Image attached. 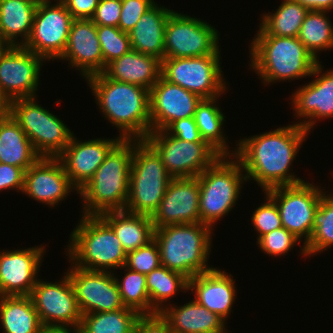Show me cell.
Listing matches in <instances>:
<instances>
[{
  "label": "cell",
  "mask_w": 333,
  "mask_h": 333,
  "mask_svg": "<svg viewBox=\"0 0 333 333\" xmlns=\"http://www.w3.org/2000/svg\"><path fill=\"white\" fill-rule=\"evenodd\" d=\"M308 131L294 123L273 131L244 137L232 150L242 164L247 181L254 180L263 191L305 182L290 172Z\"/></svg>",
  "instance_id": "obj_1"
},
{
  "label": "cell",
  "mask_w": 333,
  "mask_h": 333,
  "mask_svg": "<svg viewBox=\"0 0 333 333\" xmlns=\"http://www.w3.org/2000/svg\"><path fill=\"white\" fill-rule=\"evenodd\" d=\"M98 109L121 139H145L151 132L149 90L108 79L103 73L86 78Z\"/></svg>",
  "instance_id": "obj_2"
},
{
  "label": "cell",
  "mask_w": 333,
  "mask_h": 333,
  "mask_svg": "<svg viewBox=\"0 0 333 333\" xmlns=\"http://www.w3.org/2000/svg\"><path fill=\"white\" fill-rule=\"evenodd\" d=\"M137 140L120 139L107 153L94 176L78 191L83 200L82 215L125 210L133 144Z\"/></svg>",
  "instance_id": "obj_3"
},
{
  "label": "cell",
  "mask_w": 333,
  "mask_h": 333,
  "mask_svg": "<svg viewBox=\"0 0 333 333\" xmlns=\"http://www.w3.org/2000/svg\"><path fill=\"white\" fill-rule=\"evenodd\" d=\"M249 63L264 84L311 77L320 62L298 37L255 35Z\"/></svg>",
  "instance_id": "obj_4"
},
{
  "label": "cell",
  "mask_w": 333,
  "mask_h": 333,
  "mask_svg": "<svg viewBox=\"0 0 333 333\" xmlns=\"http://www.w3.org/2000/svg\"><path fill=\"white\" fill-rule=\"evenodd\" d=\"M212 233L210 226L200 222L155 228L154 240L159 248L161 265L188 279L212 270L207 263Z\"/></svg>",
  "instance_id": "obj_5"
},
{
  "label": "cell",
  "mask_w": 333,
  "mask_h": 333,
  "mask_svg": "<svg viewBox=\"0 0 333 333\" xmlns=\"http://www.w3.org/2000/svg\"><path fill=\"white\" fill-rule=\"evenodd\" d=\"M67 255L71 265L89 271L122 269L127 253L113 229L99 215H82L70 234Z\"/></svg>",
  "instance_id": "obj_6"
},
{
  "label": "cell",
  "mask_w": 333,
  "mask_h": 333,
  "mask_svg": "<svg viewBox=\"0 0 333 333\" xmlns=\"http://www.w3.org/2000/svg\"><path fill=\"white\" fill-rule=\"evenodd\" d=\"M198 180L200 223L213 228L217 220L236 205L247 177L235 156H220L198 176Z\"/></svg>",
  "instance_id": "obj_7"
},
{
  "label": "cell",
  "mask_w": 333,
  "mask_h": 333,
  "mask_svg": "<svg viewBox=\"0 0 333 333\" xmlns=\"http://www.w3.org/2000/svg\"><path fill=\"white\" fill-rule=\"evenodd\" d=\"M171 179L157 151L145 139L137 140L133 144L129 196L125 210L151 217Z\"/></svg>",
  "instance_id": "obj_8"
},
{
  "label": "cell",
  "mask_w": 333,
  "mask_h": 333,
  "mask_svg": "<svg viewBox=\"0 0 333 333\" xmlns=\"http://www.w3.org/2000/svg\"><path fill=\"white\" fill-rule=\"evenodd\" d=\"M36 97L10 101V115L41 157H57L70 143L73 132L57 115L44 109Z\"/></svg>",
  "instance_id": "obj_9"
},
{
  "label": "cell",
  "mask_w": 333,
  "mask_h": 333,
  "mask_svg": "<svg viewBox=\"0 0 333 333\" xmlns=\"http://www.w3.org/2000/svg\"><path fill=\"white\" fill-rule=\"evenodd\" d=\"M220 60V55L164 58L161 61V76L201 99L221 97L227 90V84Z\"/></svg>",
  "instance_id": "obj_10"
},
{
  "label": "cell",
  "mask_w": 333,
  "mask_h": 333,
  "mask_svg": "<svg viewBox=\"0 0 333 333\" xmlns=\"http://www.w3.org/2000/svg\"><path fill=\"white\" fill-rule=\"evenodd\" d=\"M323 190L305 181L297 185L274 187L264 192L276 203L282 227L298 239L304 238L300 252L302 256L307 257L304 245L313 233L314 213L318 209Z\"/></svg>",
  "instance_id": "obj_11"
},
{
  "label": "cell",
  "mask_w": 333,
  "mask_h": 333,
  "mask_svg": "<svg viewBox=\"0 0 333 333\" xmlns=\"http://www.w3.org/2000/svg\"><path fill=\"white\" fill-rule=\"evenodd\" d=\"M219 33L200 18L172 11L165 26L164 58L221 55Z\"/></svg>",
  "instance_id": "obj_12"
},
{
  "label": "cell",
  "mask_w": 333,
  "mask_h": 333,
  "mask_svg": "<svg viewBox=\"0 0 333 333\" xmlns=\"http://www.w3.org/2000/svg\"><path fill=\"white\" fill-rule=\"evenodd\" d=\"M145 140L157 151L172 178L199 176L221 155L207 142H187L165 130L152 131Z\"/></svg>",
  "instance_id": "obj_13"
},
{
  "label": "cell",
  "mask_w": 333,
  "mask_h": 333,
  "mask_svg": "<svg viewBox=\"0 0 333 333\" xmlns=\"http://www.w3.org/2000/svg\"><path fill=\"white\" fill-rule=\"evenodd\" d=\"M39 0L29 39L23 46L45 61L59 59L66 49L69 31L74 20L60 1Z\"/></svg>",
  "instance_id": "obj_14"
},
{
  "label": "cell",
  "mask_w": 333,
  "mask_h": 333,
  "mask_svg": "<svg viewBox=\"0 0 333 333\" xmlns=\"http://www.w3.org/2000/svg\"><path fill=\"white\" fill-rule=\"evenodd\" d=\"M29 296L42 326L80 327L82 313L66 272L59 282L38 279Z\"/></svg>",
  "instance_id": "obj_15"
},
{
  "label": "cell",
  "mask_w": 333,
  "mask_h": 333,
  "mask_svg": "<svg viewBox=\"0 0 333 333\" xmlns=\"http://www.w3.org/2000/svg\"><path fill=\"white\" fill-rule=\"evenodd\" d=\"M43 62L23 46H6L0 52V90L10 101L37 97Z\"/></svg>",
  "instance_id": "obj_16"
},
{
  "label": "cell",
  "mask_w": 333,
  "mask_h": 333,
  "mask_svg": "<svg viewBox=\"0 0 333 333\" xmlns=\"http://www.w3.org/2000/svg\"><path fill=\"white\" fill-rule=\"evenodd\" d=\"M66 273L74 287L82 315L125 308L115 280V273L89 271L74 265L70 266Z\"/></svg>",
  "instance_id": "obj_17"
},
{
  "label": "cell",
  "mask_w": 333,
  "mask_h": 333,
  "mask_svg": "<svg viewBox=\"0 0 333 333\" xmlns=\"http://www.w3.org/2000/svg\"><path fill=\"white\" fill-rule=\"evenodd\" d=\"M322 69L323 66L319 62L311 75L316 78L297 88L291 96L294 115L303 119L296 124L308 132L313 130L320 118L333 117V69L327 72Z\"/></svg>",
  "instance_id": "obj_18"
},
{
  "label": "cell",
  "mask_w": 333,
  "mask_h": 333,
  "mask_svg": "<svg viewBox=\"0 0 333 333\" xmlns=\"http://www.w3.org/2000/svg\"><path fill=\"white\" fill-rule=\"evenodd\" d=\"M44 245L0 251V296H29L36 285Z\"/></svg>",
  "instance_id": "obj_19"
},
{
  "label": "cell",
  "mask_w": 333,
  "mask_h": 333,
  "mask_svg": "<svg viewBox=\"0 0 333 333\" xmlns=\"http://www.w3.org/2000/svg\"><path fill=\"white\" fill-rule=\"evenodd\" d=\"M199 198L198 176L172 178L157 210L151 216L154 227L199 223Z\"/></svg>",
  "instance_id": "obj_20"
},
{
  "label": "cell",
  "mask_w": 333,
  "mask_h": 333,
  "mask_svg": "<svg viewBox=\"0 0 333 333\" xmlns=\"http://www.w3.org/2000/svg\"><path fill=\"white\" fill-rule=\"evenodd\" d=\"M73 190L77 191L57 157H40L25 171L22 193L50 207L61 203Z\"/></svg>",
  "instance_id": "obj_21"
},
{
  "label": "cell",
  "mask_w": 333,
  "mask_h": 333,
  "mask_svg": "<svg viewBox=\"0 0 333 333\" xmlns=\"http://www.w3.org/2000/svg\"><path fill=\"white\" fill-rule=\"evenodd\" d=\"M149 96L151 132L165 130L175 120L194 117L196 107L202 100L162 76L150 89Z\"/></svg>",
  "instance_id": "obj_22"
},
{
  "label": "cell",
  "mask_w": 333,
  "mask_h": 333,
  "mask_svg": "<svg viewBox=\"0 0 333 333\" xmlns=\"http://www.w3.org/2000/svg\"><path fill=\"white\" fill-rule=\"evenodd\" d=\"M121 138L112 139H89L88 141L77 140L72 136L70 143L57 156L62 163L64 171L77 192L94 176L98 167L110 149Z\"/></svg>",
  "instance_id": "obj_23"
},
{
  "label": "cell",
  "mask_w": 333,
  "mask_h": 333,
  "mask_svg": "<svg viewBox=\"0 0 333 333\" xmlns=\"http://www.w3.org/2000/svg\"><path fill=\"white\" fill-rule=\"evenodd\" d=\"M67 60L85 79L103 72V55L97 35V25L91 19H74L68 42L59 60Z\"/></svg>",
  "instance_id": "obj_24"
},
{
  "label": "cell",
  "mask_w": 333,
  "mask_h": 333,
  "mask_svg": "<svg viewBox=\"0 0 333 333\" xmlns=\"http://www.w3.org/2000/svg\"><path fill=\"white\" fill-rule=\"evenodd\" d=\"M195 295V301L216 313L225 321L231 314L236 299L234 279L225 270L216 267L188 279V291Z\"/></svg>",
  "instance_id": "obj_25"
},
{
  "label": "cell",
  "mask_w": 333,
  "mask_h": 333,
  "mask_svg": "<svg viewBox=\"0 0 333 333\" xmlns=\"http://www.w3.org/2000/svg\"><path fill=\"white\" fill-rule=\"evenodd\" d=\"M169 305H165L160 315L167 321L173 333L228 332V329L225 328L227 323L224 319L216 313L209 311L194 299L183 306Z\"/></svg>",
  "instance_id": "obj_26"
},
{
  "label": "cell",
  "mask_w": 333,
  "mask_h": 333,
  "mask_svg": "<svg viewBox=\"0 0 333 333\" xmlns=\"http://www.w3.org/2000/svg\"><path fill=\"white\" fill-rule=\"evenodd\" d=\"M108 79L150 89L161 77V60L131 49L106 65L102 72Z\"/></svg>",
  "instance_id": "obj_27"
},
{
  "label": "cell",
  "mask_w": 333,
  "mask_h": 333,
  "mask_svg": "<svg viewBox=\"0 0 333 333\" xmlns=\"http://www.w3.org/2000/svg\"><path fill=\"white\" fill-rule=\"evenodd\" d=\"M172 9L155 3L135 27L128 32L131 48L137 52L164 59L165 26Z\"/></svg>",
  "instance_id": "obj_28"
},
{
  "label": "cell",
  "mask_w": 333,
  "mask_h": 333,
  "mask_svg": "<svg viewBox=\"0 0 333 333\" xmlns=\"http://www.w3.org/2000/svg\"><path fill=\"white\" fill-rule=\"evenodd\" d=\"M114 231L126 253L154 240L151 217L126 210L107 211L99 215Z\"/></svg>",
  "instance_id": "obj_29"
},
{
  "label": "cell",
  "mask_w": 333,
  "mask_h": 333,
  "mask_svg": "<svg viewBox=\"0 0 333 333\" xmlns=\"http://www.w3.org/2000/svg\"><path fill=\"white\" fill-rule=\"evenodd\" d=\"M38 2L39 0H0V37L7 46L25 45L32 31Z\"/></svg>",
  "instance_id": "obj_30"
},
{
  "label": "cell",
  "mask_w": 333,
  "mask_h": 333,
  "mask_svg": "<svg viewBox=\"0 0 333 333\" xmlns=\"http://www.w3.org/2000/svg\"><path fill=\"white\" fill-rule=\"evenodd\" d=\"M41 156L11 115L0 119V163L26 171Z\"/></svg>",
  "instance_id": "obj_31"
},
{
  "label": "cell",
  "mask_w": 333,
  "mask_h": 333,
  "mask_svg": "<svg viewBox=\"0 0 333 333\" xmlns=\"http://www.w3.org/2000/svg\"><path fill=\"white\" fill-rule=\"evenodd\" d=\"M3 333H40L42 324L30 296H0Z\"/></svg>",
  "instance_id": "obj_32"
},
{
  "label": "cell",
  "mask_w": 333,
  "mask_h": 333,
  "mask_svg": "<svg viewBox=\"0 0 333 333\" xmlns=\"http://www.w3.org/2000/svg\"><path fill=\"white\" fill-rule=\"evenodd\" d=\"M217 99L219 97L202 99L196 107L194 120L205 142L221 156H232L222 128L226 116L223 114L222 109L217 106Z\"/></svg>",
  "instance_id": "obj_33"
},
{
  "label": "cell",
  "mask_w": 333,
  "mask_h": 333,
  "mask_svg": "<svg viewBox=\"0 0 333 333\" xmlns=\"http://www.w3.org/2000/svg\"><path fill=\"white\" fill-rule=\"evenodd\" d=\"M309 12L294 0H283L274 13H263L255 35L298 37L301 25Z\"/></svg>",
  "instance_id": "obj_34"
},
{
  "label": "cell",
  "mask_w": 333,
  "mask_h": 333,
  "mask_svg": "<svg viewBox=\"0 0 333 333\" xmlns=\"http://www.w3.org/2000/svg\"><path fill=\"white\" fill-rule=\"evenodd\" d=\"M146 287L150 297V315L160 313L179 291H188V278L160 265L146 274Z\"/></svg>",
  "instance_id": "obj_35"
},
{
  "label": "cell",
  "mask_w": 333,
  "mask_h": 333,
  "mask_svg": "<svg viewBox=\"0 0 333 333\" xmlns=\"http://www.w3.org/2000/svg\"><path fill=\"white\" fill-rule=\"evenodd\" d=\"M141 315L131 309L88 313L82 315L81 333H134V328Z\"/></svg>",
  "instance_id": "obj_36"
},
{
  "label": "cell",
  "mask_w": 333,
  "mask_h": 333,
  "mask_svg": "<svg viewBox=\"0 0 333 333\" xmlns=\"http://www.w3.org/2000/svg\"><path fill=\"white\" fill-rule=\"evenodd\" d=\"M328 11H309L301 25L298 39L319 60L318 52L333 49V24Z\"/></svg>",
  "instance_id": "obj_37"
},
{
  "label": "cell",
  "mask_w": 333,
  "mask_h": 333,
  "mask_svg": "<svg viewBox=\"0 0 333 333\" xmlns=\"http://www.w3.org/2000/svg\"><path fill=\"white\" fill-rule=\"evenodd\" d=\"M333 246V194L324 192L318 209L314 213L313 233L304 245L311 257Z\"/></svg>",
  "instance_id": "obj_38"
},
{
  "label": "cell",
  "mask_w": 333,
  "mask_h": 333,
  "mask_svg": "<svg viewBox=\"0 0 333 333\" xmlns=\"http://www.w3.org/2000/svg\"><path fill=\"white\" fill-rule=\"evenodd\" d=\"M127 273L122 280L115 276L122 303L140 315H150V297L146 287V275L122 266ZM125 268V269H124Z\"/></svg>",
  "instance_id": "obj_39"
},
{
  "label": "cell",
  "mask_w": 333,
  "mask_h": 333,
  "mask_svg": "<svg viewBox=\"0 0 333 333\" xmlns=\"http://www.w3.org/2000/svg\"><path fill=\"white\" fill-rule=\"evenodd\" d=\"M97 35L103 55V71L107 64L132 49L129 34L119 27L97 25Z\"/></svg>",
  "instance_id": "obj_40"
},
{
  "label": "cell",
  "mask_w": 333,
  "mask_h": 333,
  "mask_svg": "<svg viewBox=\"0 0 333 333\" xmlns=\"http://www.w3.org/2000/svg\"><path fill=\"white\" fill-rule=\"evenodd\" d=\"M161 265L160 252L155 240L144 247L127 253L125 267L135 272L148 274Z\"/></svg>",
  "instance_id": "obj_41"
},
{
  "label": "cell",
  "mask_w": 333,
  "mask_h": 333,
  "mask_svg": "<svg viewBox=\"0 0 333 333\" xmlns=\"http://www.w3.org/2000/svg\"><path fill=\"white\" fill-rule=\"evenodd\" d=\"M299 241L293 233L281 227L262 236L257 244L265 254L279 257L292 250Z\"/></svg>",
  "instance_id": "obj_42"
},
{
  "label": "cell",
  "mask_w": 333,
  "mask_h": 333,
  "mask_svg": "<svg viewBox=\"0 0 333 333\" xmlns=\"http://www.w3.org/2000/svg\"><path fill=\"white\" fill-rule=\"evenodd\" d=\"M265 195V202L255 209L251 217V224H253L254 230L258 232L257 241L267 233L282 227L281 216L276 203L267 194Z\"/></svg>",
  "instance_id": "obj_43"
},
{
  "label": "cell",
  "mask_w": 333,
  "mask_h": 333,
  "mask_svg": "<svg viewBox=\"0 0 333 333\" xmlns=\"http://www.w3.org/2000/svg\"><path fill=\"white\" fill-rule=\"evenodd\" d=\"M155 4L154 0H121V13L118 27L129 32L141 16Z\"/></svg>",
  "instance_id": "obj_44"
},
{
  "label": "cell",
  "mask_w": 333,
  "mask_h": 333,
  "mask_svg": "<svg viewBox=\"0 0 333 333\" xmlns=\"http://www.w3.org/2000/svg\"><path fill=\"white\" fill-rule=\"evenodd\" d=\"M121 13V0H99L91 18L96 25L118 27Z\"/></svg>",
  "instance_id": "obj_45"
},
{
  "label": "cell",
  "mask_w": 333,
  "mask_h": 333,
  "mask_svg": "<svg viewBox=\"0 0 333 333\" xmlns=\"http://www.w3.org/2000/svg\"><path fill=\"white\" fill-rule=\"evenodd\" d=\"M165 131L171 136L183 141L205 142L200 135L194 117L175 120Z\"/></svg>",
  "instance_id": "obj_46"
},
{
  "label": "cell",
  "mask_w": 333,
  "mask_h": 333,
  "mask_svg": "<svg viewBox=\"0 0 333 333\" xmlns=\"http://www.w3.org/2000/svg\"><path fill=\"white\" fill-rule=\"evenodd\" d=\"M25 171L22 168L0 163V190L23 191Z\"/></svg>",
  "instance_id": "obj_47"
},
{
  "label": "cell",
  "mask_w": 333,
  "mask_h": 333,
  "mask_svg": "<svg viewBox=\"0 0 333 333\" xmlns=\"http://www.w3.org/2000/svg\"><path fill=\"white\" fill-rule=\"evenodd\" d=\"M134 333H173L167 321L156 313L153 315H141L135 325Z\"/></svg>",
  "instance_id": "obj_48"
},
{
  "label": "cell",
  "mask_w": 333,
  "mask_h": 333,
  "mask_svg": "<svg viewBox=\"0 0 333 333\" xmlns=\"http://www.w3.org/2000/svg\"><path fill=\"white\" fill-rule=\"evenodd\" d=\"M73 19H91L99 0H60Z\"/></svg>",
  "instance_id": "obj_49"
},
{
  "label": "cell",
  "mask_w": 333,
  "mask_h": 333,
  "mask_svg": "<svg viewBox=\"0 0 333 333\" xmlns=\"http://www.w3.org/2000/svg\"><path fill=\"white\" fill-rule=\"evenodd\" d=\"M300 3L302 6L307 8L309 11H332L333 0H294Z\"/></svg>",
  "instance_id": "obj_50"
},
{
  "label": "cell",
  "mask_w": 333,
  "mask_h": 333,
  "mask_svg": "<svg viewBox=\"0 0 333 333\" xmlns=\"http://www.w3.org/2000/svg\"><path fill=\"white\" fill-rule=\"evenodd\" d=\"M40 333H81L79 327L42 326Z\"/></svg>",
  "instance_id": "obj_51"
},
{
  "label": "cell",
  "mask_w": 333,
  "mask_h": 333,
  "mask_svg": "<svg viewBox=\"0 0 333 333\" xmlns=\"http://www.w3.org/2000/svg\"><path fill=\"white\" fill-rule=\"evenodd\" d=\"M10 115V100L0 90V119Z\"/></svg>",
  "instance_id": "obj_52"
},
{
  "label": "cell",
  "mask_w": 333,
  "mask_h": 333,
  "mask_svg": "<svg viewBox=\"0 0 333 333\" xmlns=\"http://www.w3.org/2000/svg\"><path fill=\"white\" fill-rule=\"evenodd\" d=\"M7 45L3 42V40L0 37V52L6 47Z\"/></svg>",
  "instance_id": "obj_53"
}]
</instances>
